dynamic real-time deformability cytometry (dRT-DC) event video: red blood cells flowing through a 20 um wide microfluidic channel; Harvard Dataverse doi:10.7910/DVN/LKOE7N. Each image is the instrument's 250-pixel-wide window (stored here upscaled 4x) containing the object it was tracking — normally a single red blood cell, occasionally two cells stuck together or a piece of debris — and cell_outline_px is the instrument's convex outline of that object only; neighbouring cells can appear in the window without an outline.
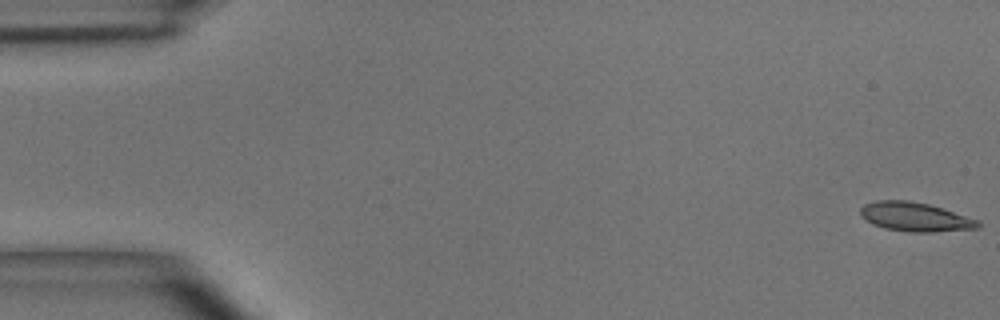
{"species": "common noctule bat (a hibernating species)", "species_latin": "Nyctalus noctula", "temperature_condition": "room temperature", "stored_images_in_passage": 7, "camera_frame_rate_fps": 3000, "um_per_image_px": 0.085, "animal": {"sex": "male", "body_mass_g": 15.6}, "frame": {"image": 1, "passage_image": 1, "time_ms": 0.0, "image_size_px": [1000, 320], "cell_outline_px": [[980, 228], [932, 232], [912, 232], [884, 228], [872, 224], [860, 216], [860, 208], [864, 204], [876, 200], [908, 200], [928, 204], [980, 220]], "centroid_in_image_um": [77.77, 18.43], "position_along_channel_um": 7.2, "area_um2": 19.94}}